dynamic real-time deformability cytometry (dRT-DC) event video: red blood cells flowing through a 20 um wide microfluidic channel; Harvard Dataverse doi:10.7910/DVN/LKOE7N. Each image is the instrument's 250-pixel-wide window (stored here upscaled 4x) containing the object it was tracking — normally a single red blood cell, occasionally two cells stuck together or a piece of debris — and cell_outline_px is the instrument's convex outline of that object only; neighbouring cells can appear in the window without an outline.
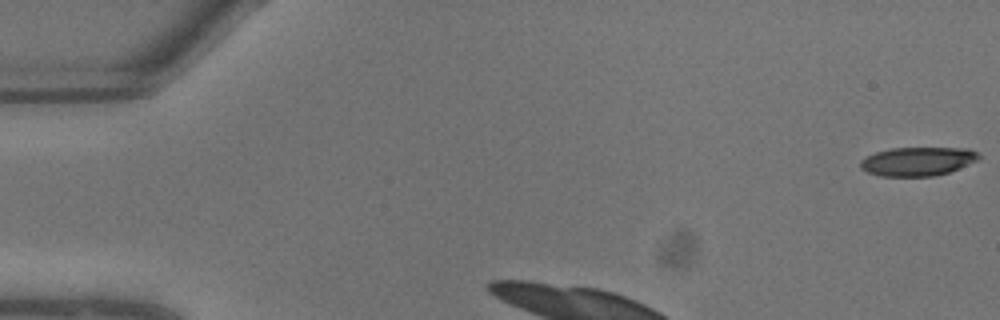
{"species": "common noctule bat (a hibernating species)", "species_latin": "Nyctalus noctula", "temperature_condition": "warm", "stored_images_in_passage": 9, "camera_frame_rate_fps": 3000, "um_per_image_px": 0.085, "animal": {"sex": "male", "body_mass_g": 13.3}, "frame": {"image": 1, "passage_image": 1, "time_ms": 0.0, "image_size_px": [1000, 320], "cell_outline_px": [[980, 156], [976, 160], [948, 172], [936, 176], [880, 176], [868, 172], [860, 168], [860, 160], [876, 152], [892, 148], [968, 148], [980, 152]], "centroid_in_image_um": [77.99, 13.71], "position_along_channel_um": 7.0, "area_um2": 19.71}}
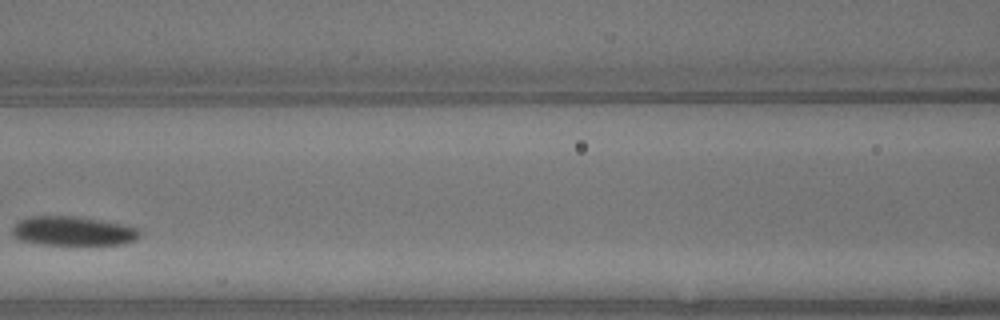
{"frame": {"image": 2, "passage_image": 7, "time_ms": 2.0, "image_size_px": [1000, 320], "cell_outline_px": [[140, 236], [136, 240], [120, 244], [40, 244], [16, 240], [12, 236], [12, 228], [20, 220], [32, 216], [76, 216], [100, 220], [136, 228], [140, 232]], "centroid_in_image_um": [6.14, 19.64], "position_along_channel_um": 160.5, "area_um2": 21.5}}